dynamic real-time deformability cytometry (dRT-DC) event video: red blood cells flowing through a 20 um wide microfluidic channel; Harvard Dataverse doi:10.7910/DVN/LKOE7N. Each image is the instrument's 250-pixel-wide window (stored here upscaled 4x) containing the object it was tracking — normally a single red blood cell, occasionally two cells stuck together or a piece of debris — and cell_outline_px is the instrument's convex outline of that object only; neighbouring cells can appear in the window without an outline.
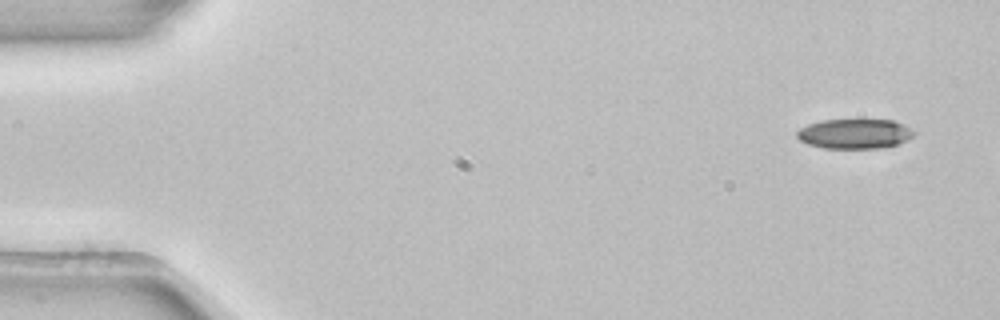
{"species": "common noctule bat (a hibernating species)", "species_latin": "Nyctalus noctula", "temperature_condition": "room temperature", "stored_images_in_passage": 3, "camera_frame_rate_fps": 3000, "um_per_image_px": 0.085, "animal": {"sex": "female", "body_mass_g": 22.7, "forearm_length_mm": 54.2}, "frame": {"image": 1, "passage_image": 1, "time_ms": 0.0, "image_size_px": [1000, 320], "cell_outline_px": [[916, 132], [912, 136], [900, 144], [880, 148], [824, 148], [808, 144], [800, 140], [796, 136], [796, 132], [800, 128], [808, 124], [820, 120], [892, 120], [904, 124]], "centroid_in_image_um": [72.64, 11.37], "position_along_channel_um": 12.4, "area_um2": 20.35}}